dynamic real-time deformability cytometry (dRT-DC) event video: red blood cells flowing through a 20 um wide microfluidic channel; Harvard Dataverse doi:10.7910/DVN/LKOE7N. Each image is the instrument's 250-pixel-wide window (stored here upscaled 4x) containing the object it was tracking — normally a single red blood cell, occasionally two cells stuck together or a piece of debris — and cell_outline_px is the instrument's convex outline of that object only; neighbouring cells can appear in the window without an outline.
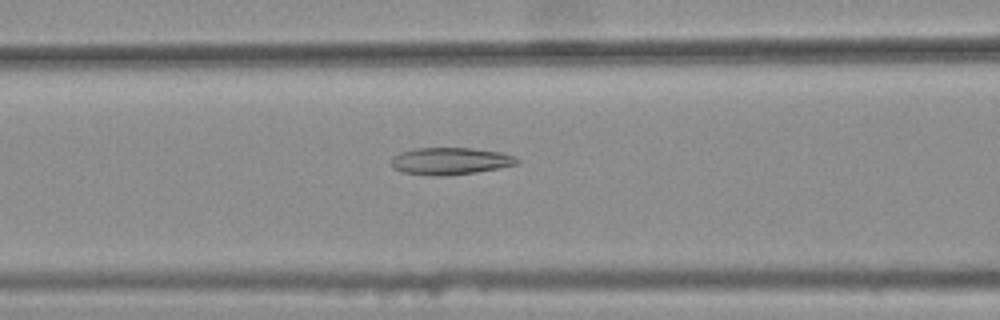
{"species": "common noctule bat (a hibernating species)", "species_latin": "Nyctalus noctula", "temperature_condition": "warm", "stored_images_in_passage": 46, "camera_frame_rate_fps": 3000, "um_per_image_px": 0.085, "animal": {"sex": "female", "body_mass_g": 25.1}, "frame": {"image": 1, "passage_image": 21, "time_ms": 6.667, "image_size_px": [1000, 320], "cell_outline_px": [[520, 160], [516, 164], [500, 168], [476, 172], [444, 176], [432, 176], [400, 172], [392, 168], [392, 156], [400, 152], [412, 148], [472, 148], [500, 152], [516, 156]], "centroid_in_image_um": [38.25, 13.69], "position_along_channel_um": 128.4, "area_um2": 20.11}}
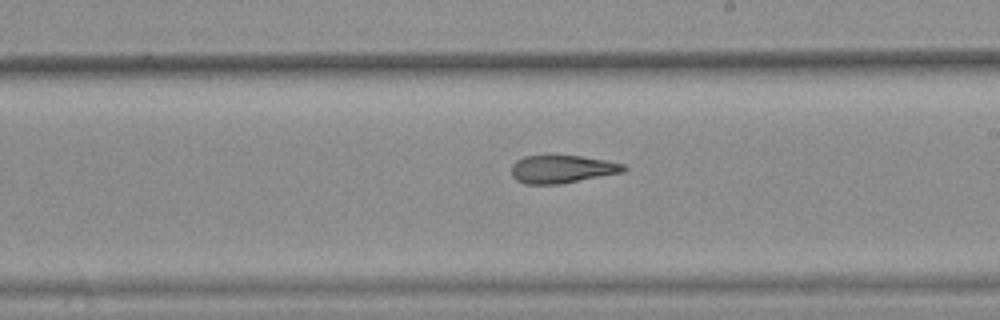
{"frame": {"image": 2, "passage_image": 30, "time_ms": 9.667, "image_size_px": [1000, 320], "cell_outline_px": [[628, 168], [624, 172], [560, 184], [524, 184], [516, 180], [512, 176], [512, 164], [516, 160], [524, 156], [580, 156], [604, 160], [624, 164]], "centroid_in_image_um": [47.77, 14.38], "position_along_channel_um": 241.2, "area_um2": 18.21}}
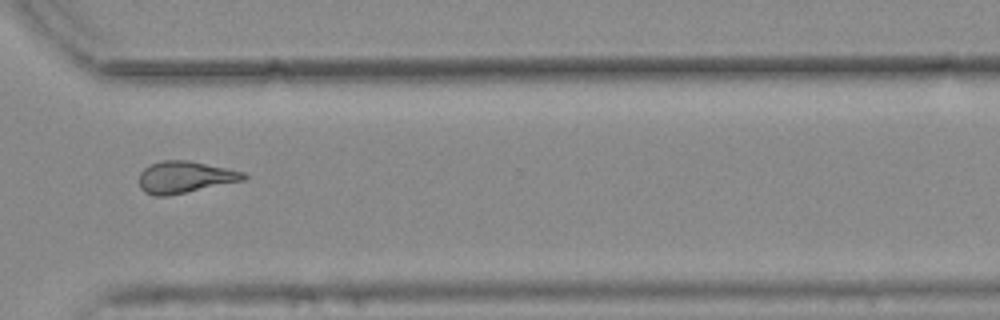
{"frame": {"image": 3, "passage_image": 39, "time_ms": 12.667, "image_size_px": [1000, 320], "cell_outline_px": [[248, 176], [244, 180], [168, 196], [156, 196], [144, 192], [140, 188], [140, 172], [144, 168], [160, 160], [188, 160], [228, 168], [244, 172]], "centroid_in_image_um": [15.71, 15.05], "position_along_channel_um": 354.9, "area_um2": 19.36}, "authors_computed_cell_mechanics": {"area_um2": 19.7965, "velocity_mm_per_s": 3.7732, "shape_relaxation_time_tau1_ms": null, "shape_relaxation_time_tau2_ms": 3.5474, "deformation_change_tau1": null, "deformation_change_tau2": 0.141}}